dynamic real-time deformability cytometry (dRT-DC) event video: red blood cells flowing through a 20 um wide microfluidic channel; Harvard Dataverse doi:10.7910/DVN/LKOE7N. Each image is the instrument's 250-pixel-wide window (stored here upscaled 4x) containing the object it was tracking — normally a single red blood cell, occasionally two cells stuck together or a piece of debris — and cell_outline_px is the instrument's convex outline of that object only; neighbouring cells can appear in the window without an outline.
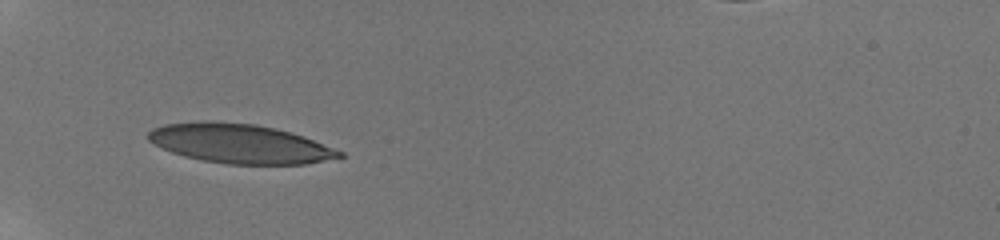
{"species": "human", "species_latin": "Homo sapiens", "temperature_condition": "room temperature", "stored_images_in_passage": 14, "camera_frame_rate_fps": 3000, "um_per_image_px": 0.085, "donor": {"sex": "male"}, "frame": {"image": 1, "passage_image": 1, "time_ms": 0.0, "image_size_px": [1000, 240], "cell_outline_px": [[344, 156], [308, 164], [228, 164], [204, 160], [184, 156], [172, 152], [148, 140], [148, 132], [152, 128], [164, 124], [200, 120], [208, 120], [256, 124], [292, 132], [304, 136], [344, 152]], "centroid_in_image_um": [20.39, 12.19], "position_along_channel_um": 64.6, "area_um2": 43.81}}
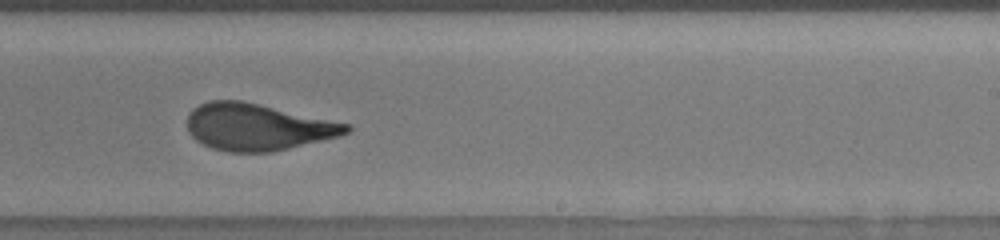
{"frame": {"image": 2, "passage_image": 8, "time_ms": 5.667, "image_size_px": [1000, 240], "cell_outline_px": [[352, 128], [348, 132], [340, 136], [272, 152], [228, 152], [212, 148], [196, 140], [188, 132], [188, 112], [192, 108], [208, 100], [240, 100], [352, 124]], "centroid_in_image_um": [21.89, 10.79], "position_along_channel_um": 267.1, "area_um2": 43.47}}
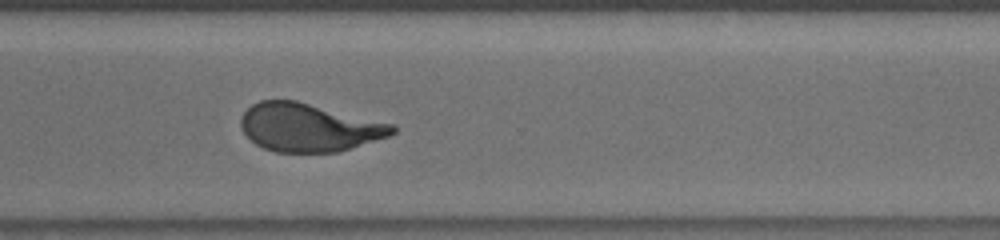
{"frame": {"image": 3, "passage_image": 10, "time_ms": 7.667, "image_size_px": [1000, 240], "cell_outline_px": [[396, 132], [388, 136], [336, 152], [276, 152], [264, 148], [256, 144], [244, 132], [240, 124], [240, 120], [244, 112], [252, 104], [260, 100], [296, 100], [392, 124], [396, 128]], "centroid_in_image_um": [26.22, 10.82], "position_along_channel_um": 344.4, "area_um2": 42.02}, "authors_computed_cell_mechanics": {"area_um2": 43.8413, "velocity_mm_per_s": 3.8748, "shape_relaxation_time_tau1_ms": 4.6886, "shape_relaxation_time_tau2_ms": 0.7486, "deformation_change_tau1": 0.1966, "deformation_change_tau2": 0.0651}}